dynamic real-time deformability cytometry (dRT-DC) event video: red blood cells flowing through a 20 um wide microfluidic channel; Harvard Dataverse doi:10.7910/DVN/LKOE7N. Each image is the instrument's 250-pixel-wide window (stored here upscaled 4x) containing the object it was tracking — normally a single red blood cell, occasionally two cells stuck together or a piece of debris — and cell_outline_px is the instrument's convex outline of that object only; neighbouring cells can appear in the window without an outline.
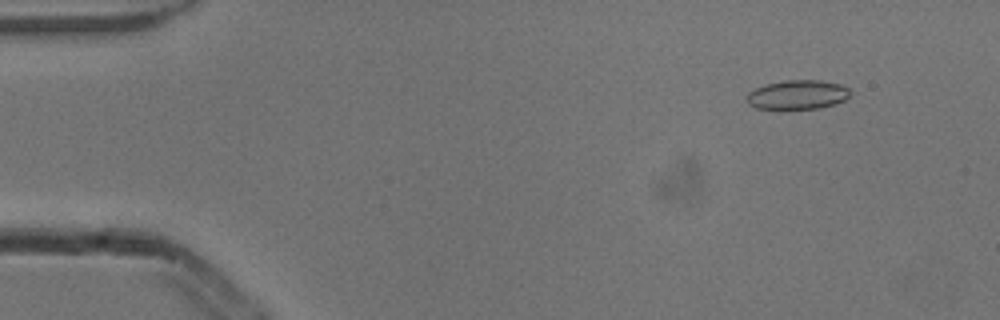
{"species": "common noctule bat (a hibernating species)", "species_latin": "Nyctalus noctula", "temperature_condition": "cold", "stored_images_in_passage": 5, "camera_frame_rate_fps": 3000, "um_per_image_px": 0.085, "animal": {"sex": "male", "body_mass_g": 13.3}, "frame": {"image": 1, "passage_image": 2, "time_ms": 0.333, "image_size_px": [1000, 320], "cell_outline_px": [[848, 96], [844, 100], [836, 104], [820, 108], [780, 112], [756, 108], [748, 104], [748, 92], [764, 84], [784, 80], [820, 80], [840, 84], [848, 88]], "centroid_in_image_um": [67.73, 8.1], "position_along_channel_um": 17.3, "area_um2": 18.32}}
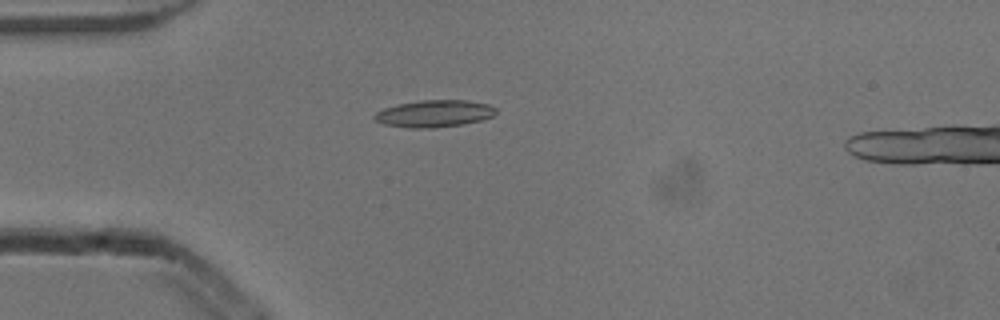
{"frame": {"image": 2, "passage_image": 4, "time_ms": 1.0, "image_size_px": [1000, 320], "cell_outline_px": [[496, 112], [492, 116], [480, 120], [460, 124], [432, 128], [408, 128], [384, 124], [376, 120], [372, 116], [376, 112], [384, 108], [400, 104], [420, 100], [468, 100], [488, 104], [496, 108]], "centroid_in_image_um": [36.9, 9.65], "position_along_channel_um": 48.1, "area_um2": 18.96}}